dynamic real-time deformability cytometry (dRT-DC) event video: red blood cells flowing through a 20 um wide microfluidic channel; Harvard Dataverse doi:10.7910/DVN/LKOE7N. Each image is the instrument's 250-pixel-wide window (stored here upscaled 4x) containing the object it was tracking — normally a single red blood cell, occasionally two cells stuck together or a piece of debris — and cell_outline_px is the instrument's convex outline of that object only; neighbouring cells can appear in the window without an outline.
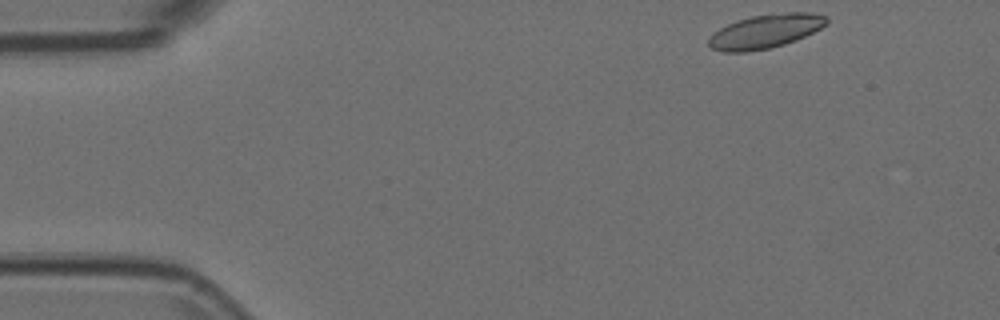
{"species": "Egyptian fruit bat (a non-hibernating species)", "species_latin": "Rousettus aegyptiacus", "temperature_condition": "room temperature", "stored_images_in_passage": 12, "camera_frame_rate_fps": 3000, "um_per_image_px": 0.085, "animal": {"sex": "female"}, "frame": {"image": 1, "passage_image": 1, "time_ms": 0.0, "image_size_px": [1000, 320], "cell_outline_px": [[828, 24], [796, 40], [784, 44], [768, 48], [744, 52], [724, 52], [712, 48], [708, 44], [708, 40], [712, 32], [728, 24], [752, 16], [784, 12], [812, 12], [828, 16]], "centroid_in_image_um": [65.08, 2.65], "position_along_channel_um": 19.9, "area_um2": 23.18}}
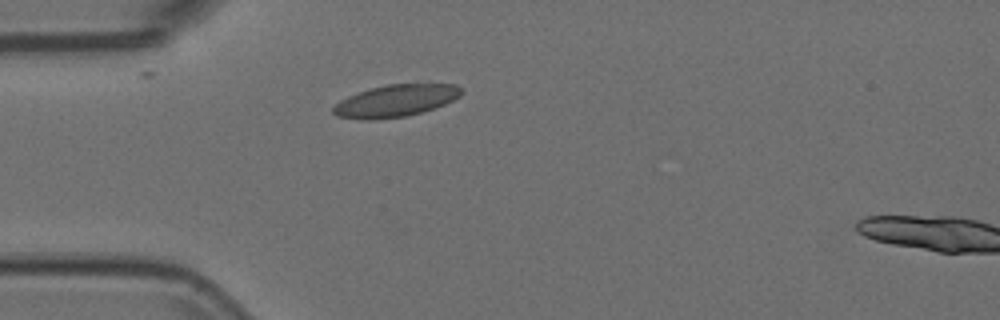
{"frame": {"image": 2, "passage_image": 10, "time_ms": 3.0, "image_size_px": [1000, 320], "cell_outline_px": [[464, 92], [460, 96], [444, 104], [420, 112], [404, 116], [372, 120], [360, 120], [336, 116], [332, 112], [332, 108], [340, 100], [356, 92], [388, 84], [456, 84]], "centroid_in_image_um": [33.58, 8.56], "position_along_channel_um": 51.4, "area_um2": 23.81}}